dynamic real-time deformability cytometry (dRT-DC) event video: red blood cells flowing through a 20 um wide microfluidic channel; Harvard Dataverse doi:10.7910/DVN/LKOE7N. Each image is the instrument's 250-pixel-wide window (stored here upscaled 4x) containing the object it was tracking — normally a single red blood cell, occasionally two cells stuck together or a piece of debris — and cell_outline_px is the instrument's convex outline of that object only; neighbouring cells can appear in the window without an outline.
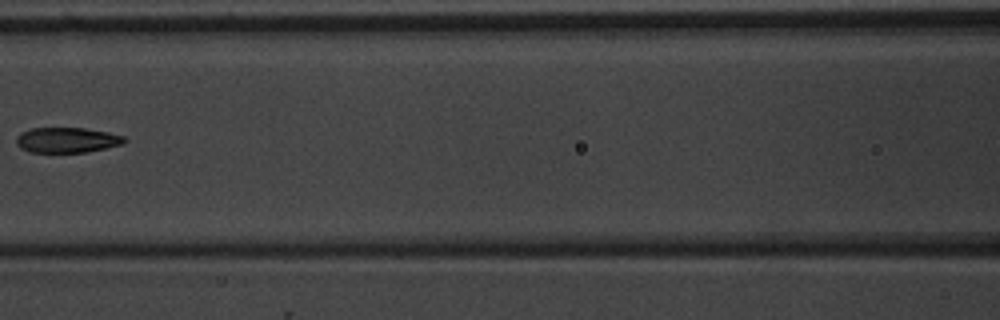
{"species": "common noctule bat (a hibernating species)", "species_latin": "Nyctalus noctula", "temperature_condition": "warm", "stored_images_in_passage": 8, "camera_frame_rate_fps": 3000, "um_per_image_px": 0.085, "animal": {"sex": "male", "body_mass_g": 20.1, "forearm_length_mm": 53.5}, "frame": {"image": 1, "passage_image": 7, "time_ms": 7.0, "image_size_px": [1000, 320], "cell_outline_px": [[128, 140], [124, 144], [84, 152], [28, 152], [20, 148], [16, 144], [16, 136], [20, 132], [32, 128], [84, 128], [108, 132], [124, 136]], "centroid_in_image_um": [5.67, 11.9], "position_along_channel_um": 160.9, "area_um2": 16.01}}
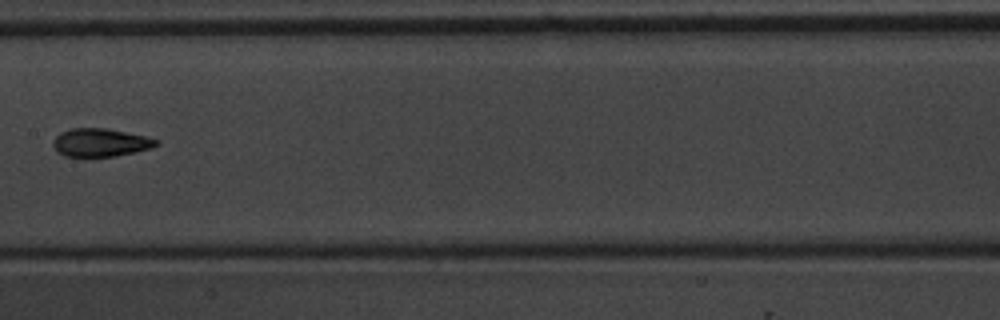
{"frame": {"image": 2, "passage_image": 8, "time_ms": 8.0, "image_size_px": [1000, 320], "cell_outline_px": [[160, 144], [152, 148], [136, 152], [116, 156], [64, 156], [56, 152], [52, 144], [52, 140], [60, 132], [72, 128], [108, 128], [148, 136], [160, 140]], "centroid_in_image_um": [8.57, 12.11], "position_along_channel_um": 198.8, "area_um2": 17.28}}